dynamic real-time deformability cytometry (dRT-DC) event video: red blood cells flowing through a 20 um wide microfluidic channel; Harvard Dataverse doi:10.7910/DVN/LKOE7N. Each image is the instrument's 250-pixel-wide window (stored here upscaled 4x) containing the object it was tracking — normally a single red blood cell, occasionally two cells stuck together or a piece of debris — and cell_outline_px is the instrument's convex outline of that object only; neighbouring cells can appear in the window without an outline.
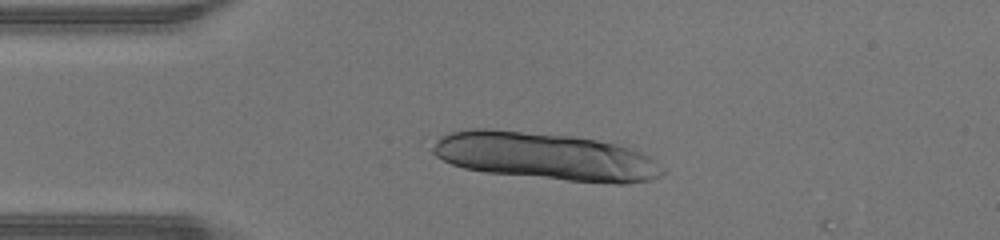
{"species": "human", "species_latin": "Homo sapiens", "temperature_condition": "warm", "stored_images_in_passage": 45, "segment_of_instrument_passage": [1, 2], "camera_frame_rate_fps": 3000, "um_per_image_px": 0.085, "donor": {"sex": "male"}, "frame": {"image": 1, "passage_image": 10, "time_ms": 3.0, "image_size_px": [1000, 240], "cell_outline_px": [[668, 172], [652, 180], [624, 184], [616, 184], [568, 180], [484, 172], [464, 168], [452, 164], [436, 156], [432, 152], [432, 148], [440, 136], [448, 132], [468, 128], [492, 128], [572, 136], [596, 140], [628, 148], [640, 152], [648, 156], [664, 168]], "centroid_in_image_um": [46.34, 13.28], "position_along_channel_um": 38.7, "area_um2": 63.64}}